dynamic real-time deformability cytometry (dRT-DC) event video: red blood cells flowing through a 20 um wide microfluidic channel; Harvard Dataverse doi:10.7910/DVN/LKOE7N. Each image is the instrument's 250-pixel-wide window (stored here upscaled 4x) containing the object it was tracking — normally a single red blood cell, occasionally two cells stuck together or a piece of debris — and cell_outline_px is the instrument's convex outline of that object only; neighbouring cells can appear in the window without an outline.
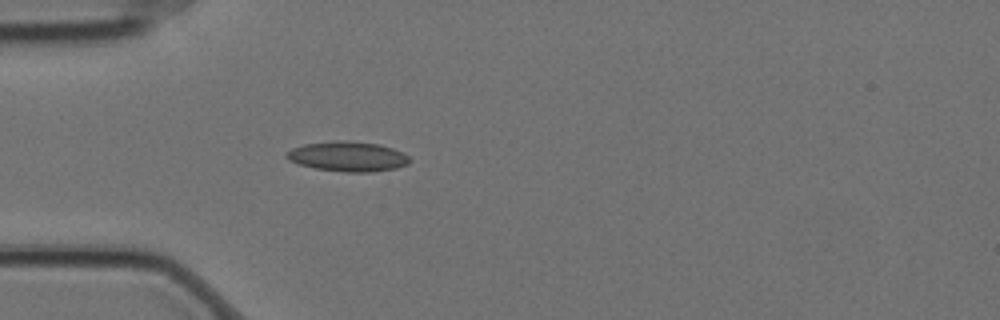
{"species": "Egyptian fruit bat (a non-hibernating species)", "species_latin": "Rousettus aegyptiacus", "temperature_condition": "cold", "stored_images_in_passage": 5, "camera_frame_rate_fps": 3000, "um_per_image_px": 0.085, "animal": {"sex": "female"}, "frame": {"image": 1, "passage_image": 5, "time_ms": 1.333, "image_size_px": [1000, 320], "cell_outline_px": [[412, 160], [408, 164], [396, 168], [372, 172], [344, 172], [316, 168], [300, 164], [288, 160], [284, 156], [284, 152], [292, 148], [304, 144], [336, 140], [344, 140], [376, 144], [392, 148], [408, 156]], "centroid_in_image_um": [29.53, 13.3], "position_along_channel_um": 55.5, "area_um2": 21.44}}